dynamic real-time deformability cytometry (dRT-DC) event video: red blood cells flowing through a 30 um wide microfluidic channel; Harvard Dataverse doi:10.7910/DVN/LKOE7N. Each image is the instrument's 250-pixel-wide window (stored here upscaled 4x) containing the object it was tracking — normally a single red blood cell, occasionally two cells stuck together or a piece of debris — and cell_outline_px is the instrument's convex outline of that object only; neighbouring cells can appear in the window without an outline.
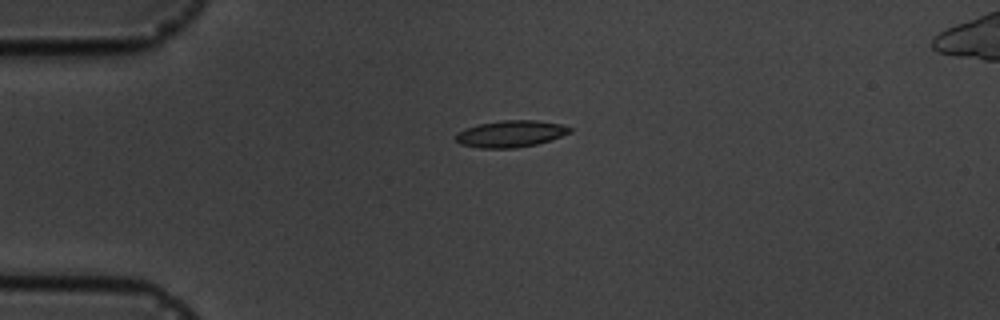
{"species": "common noctule bat (a hibernating species)", "species_latin": "Nyctalus noctula", "temperature_condition": "cold", "stored_images_in_passage": 2, "camera_frame_rate_fps": 3000, "um_per_image_px": 0.085, "animal": {"sex": "male", "body_mass_g": 19.5, "forearm_length_mm": 54.6}, "frame": {"image": 1, "passage_image": 2, "time_ms": 1.333, "image_size_px": [1000, 320], "cell_outline_px": [[572, 132], [536, 144], [516, 148], [480, 148], [460, 144], [456, 140], [456, 132], [464, 128], [480, 124], [504, 120], [536, 120], [560, 124], [572, 128]], "centroid_in_image_um": [43.38, 11.37], "position_along_channel_um": 41.6, "area_um2": 17.63}}